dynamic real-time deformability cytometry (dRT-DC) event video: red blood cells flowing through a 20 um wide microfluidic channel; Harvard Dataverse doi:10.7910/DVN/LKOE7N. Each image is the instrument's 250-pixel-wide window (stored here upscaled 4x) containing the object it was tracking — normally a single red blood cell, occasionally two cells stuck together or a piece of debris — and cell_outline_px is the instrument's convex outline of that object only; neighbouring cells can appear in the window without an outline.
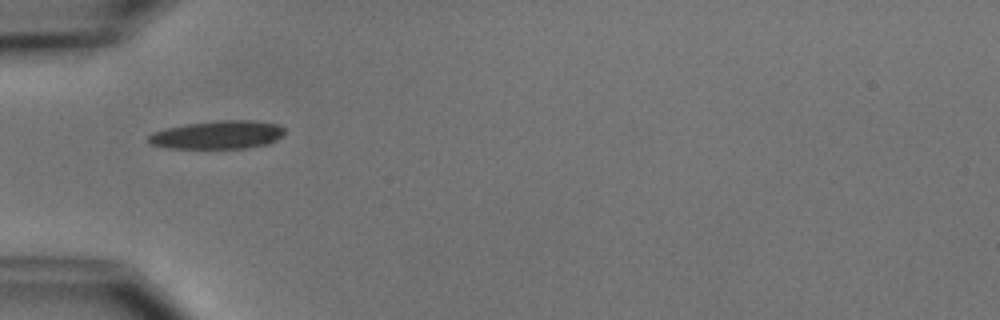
{"species": "common noctule bat (a hibernating species)", "species_latin": "Nyctalus noctula", "temperature_condition": "cold", "stored_images_in_passage": 3, "camera_frame_rate_fps": 3000, "um_per_image_px": 0.085, "animal": {"sex": "male", "body_mass_g": 15.6}, "frame": {"image": 1, "passage_image": 1, "time_ms": 0.0, "image_size_px": [1000, 320], "cell_outline_px": [[284, 132], [276, 140], [268, 144], [244, 148], [168, 148], [152, 144], [148, 140], [148, 136], [152, 132], [184, 124], [216, 120], [252, 120], [276, 124], [284, 128]], "centroid_in_image_um": [18.5, 11.45], "position_along_channel_um": 66.5, "area_um2": 22.31}}
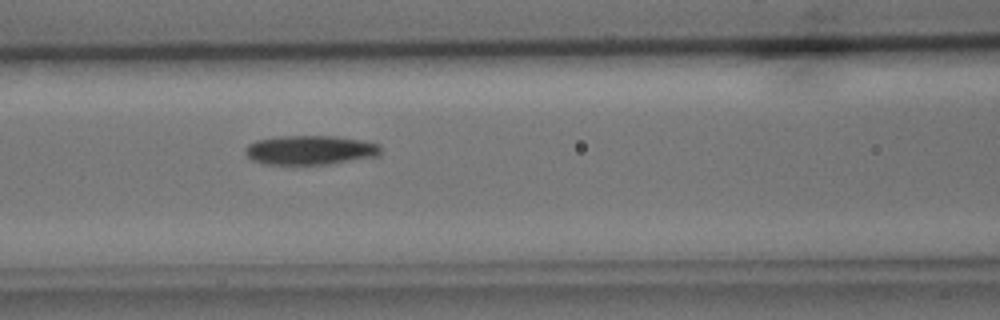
{"frame": {"image": 2, "passage_image": 3, "time_ms": 2.0, "image_size_px": [1000, 320], "cell_outline_px": [[380, 156], [328, 164], [260, 164], [252, 160], [244, 152], [244, 148], [248, 144], [256, 140], [280, 136], [336, 136], [360, 140], [380, 144]], "centroid_in_image_um": [26.34, 12.76], "position_along_channel_um": 140.3, "area_um2": 23.24}}